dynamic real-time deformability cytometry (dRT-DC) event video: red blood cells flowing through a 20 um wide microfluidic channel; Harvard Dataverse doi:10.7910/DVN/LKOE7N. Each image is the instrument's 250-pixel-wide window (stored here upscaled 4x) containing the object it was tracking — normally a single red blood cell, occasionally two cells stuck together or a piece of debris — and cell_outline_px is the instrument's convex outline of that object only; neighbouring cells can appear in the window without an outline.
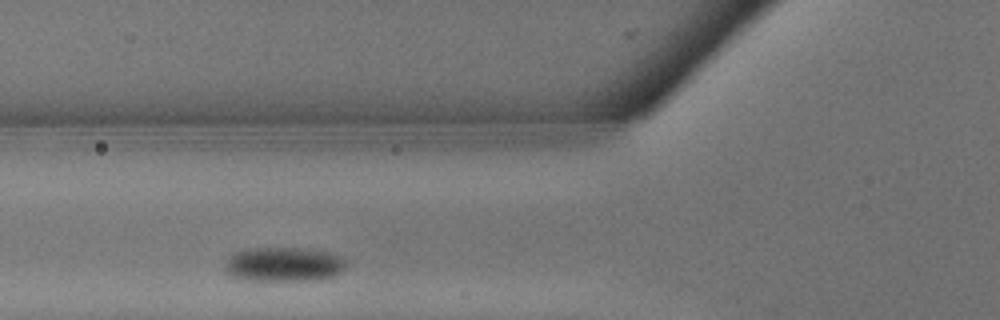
{"species": "common noctule bat (a hibernating species)", "species_latin": "Nyctalus noctula", "temperature_condition": "warm", "stored_images_in_passage": 8, "camera_frame_rate_fps": 3000, "um_per_image_px": 0.085, "animal": {"sex": "male", "body_mass_g": 13.3}, "frame": {"image": 1, "passage_image": 3, "time_ms": 0.667, "image_size_px": [1000, 320], "cell_outline_px": [[348, 260], [344, 268], [340, 272], [332, 276], [320, 280], [240, 280], [232, 276], [224, 268], [228, 260], [236, 252], [252, 248], [312, 248], [332, 252], [344, 256]], "centroid_in_image_um": [24.21, 22.46], "position_along_channel_um": 101.6, "area_um2": 24.57}}
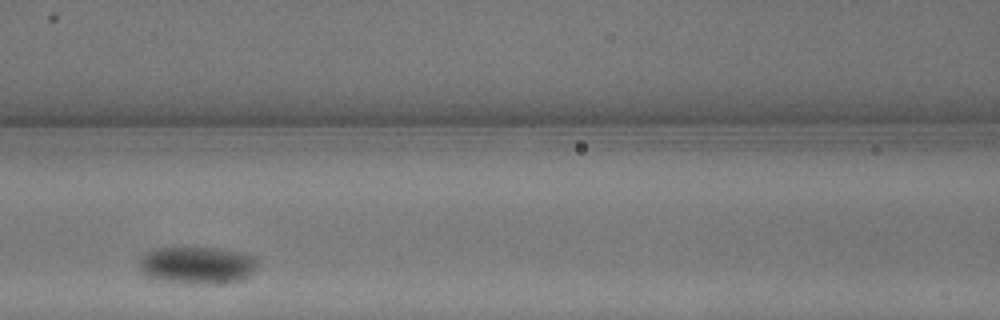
{"frame": {"image": 2, "passage_image": 5, "time_ms": 1.333, "image_size_px": [1000, 320], "cell_outline_px": [[260, 264], [244, 280], [216, 284], [160, 280], [144, 276], [140, 272], [140, 260], [152, 248], [216, 248], [240, 252], [252, 256]], "centroid_in_image_um": [16.78, 22.54], "position_along_channel_um": 149.8, "area_um2": 25.55}}
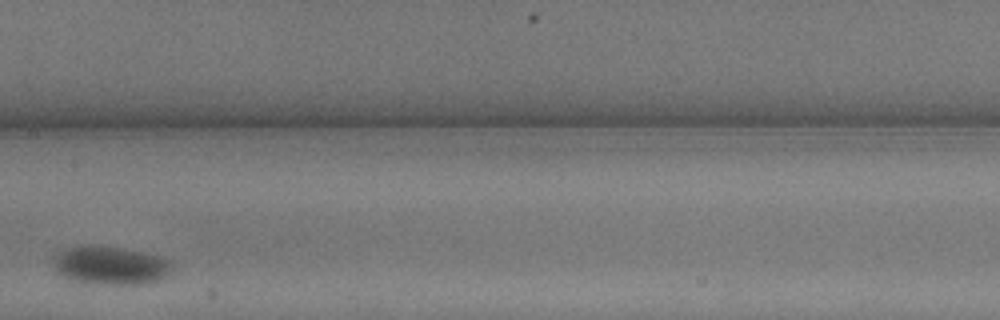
{"frame": {"image": 3, "passage_image": 7, "time_ms": 2.0, "image_size_px": [1000, 320], "cell_outline_px": [[172, 268], [160, 280], [144, 284], [100, 284], [68, 280], [56, 272], [52, 264], [52, 260], [60, 252], [68, 248], [88, 244], [124, 248], [160, 256], [172, 260]], "centroid_in_image_um": [9.37, 22.56], "position_along_channel_um": 198.0, "area_um2": 26.82}}